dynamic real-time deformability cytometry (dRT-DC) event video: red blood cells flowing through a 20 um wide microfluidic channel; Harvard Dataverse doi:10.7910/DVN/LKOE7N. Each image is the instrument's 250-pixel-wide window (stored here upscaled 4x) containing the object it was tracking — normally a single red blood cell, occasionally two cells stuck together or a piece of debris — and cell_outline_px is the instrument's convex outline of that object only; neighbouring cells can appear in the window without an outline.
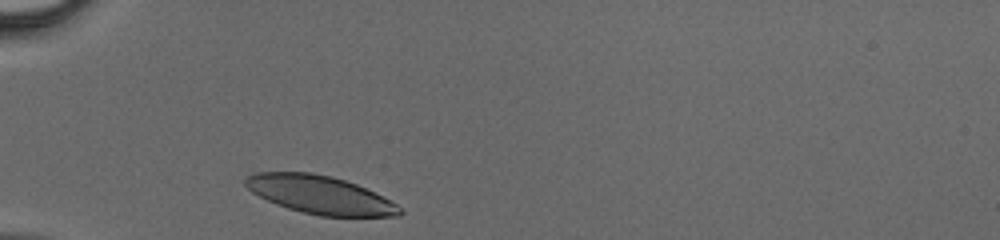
{"species": "human", "species_latin": "Homo sapiens", "temperature_condition": "cold", "stored_images_in_passage": 17, "camera_frame_rate_fps": 3000, "um_per_image_px": 0.085, "donor": {"sex": "male"}, "frame": {"image": 1, "passage_image": 1, "time_ms": 0.0, "image_size_px": [1000, 240], "cell_outline_px": [[404, 212], [400, 216], [320, 216], [288, 208], [276, 204], [252, 192], [244, 184], [244, 180], [248, 176], [256, 172], [312, 172], [332, 176], [356, 184], [396, 204]], "centroid_in_image_um": [27.17, 16.55], "position_along_channel_um": 57.8, "area_um2": 33.87}}
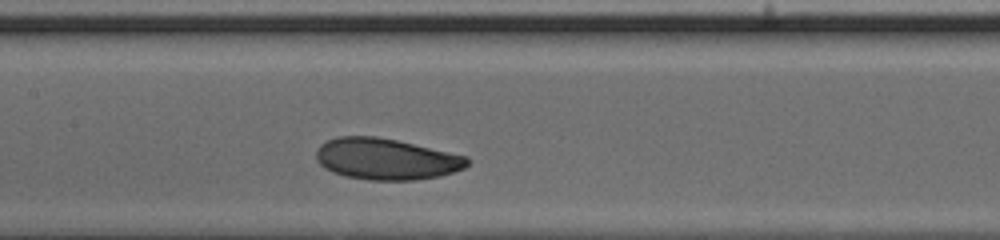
{"frame": {"image": 2, "passage_image": 10, "time_ms": 3.0, "image_size_px": [1000, 240], "cell_outline_px": [[468, 164], [464, 168], [440, 176], [416, 180], [368, 180], [344, 176], [332, 172], [324, 168], [316, 160], [316, 148], [320, 144], [336, 136], [376, 136], [396, 140], [468, 156]], "centroid_in_image_um": [32.78, 13.52], "position_along_channel_um": 174.6, "area_um2": 36.53}}
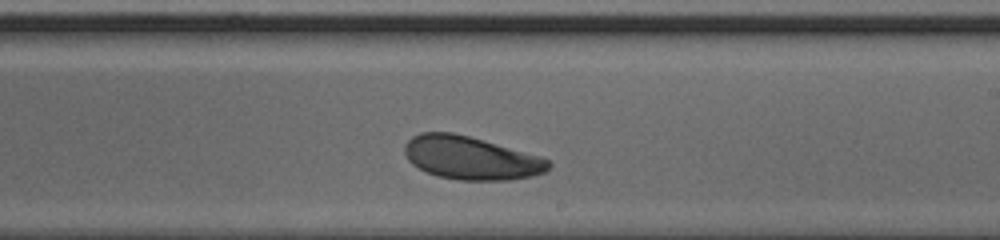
{"frame": {"image": 3, "passage_image": 15, "time_ms": 4.667, "image_size_px": [1000, 240], "cell_outline_px": [[552, 164], [544, 172], [532, 176], [508, 180], [460, 180], [440, 176], [428, 172], [412, 164], [408, 160], [404, 152], [404, 144], [412, 136], [420, 132], [452, 132], [468, 136], [540, 156], [548, 160]], "centroid_in_image_um": [40.0, 13.42], "position_along_channel_um": 249.0, "area_um2": 35.89}}